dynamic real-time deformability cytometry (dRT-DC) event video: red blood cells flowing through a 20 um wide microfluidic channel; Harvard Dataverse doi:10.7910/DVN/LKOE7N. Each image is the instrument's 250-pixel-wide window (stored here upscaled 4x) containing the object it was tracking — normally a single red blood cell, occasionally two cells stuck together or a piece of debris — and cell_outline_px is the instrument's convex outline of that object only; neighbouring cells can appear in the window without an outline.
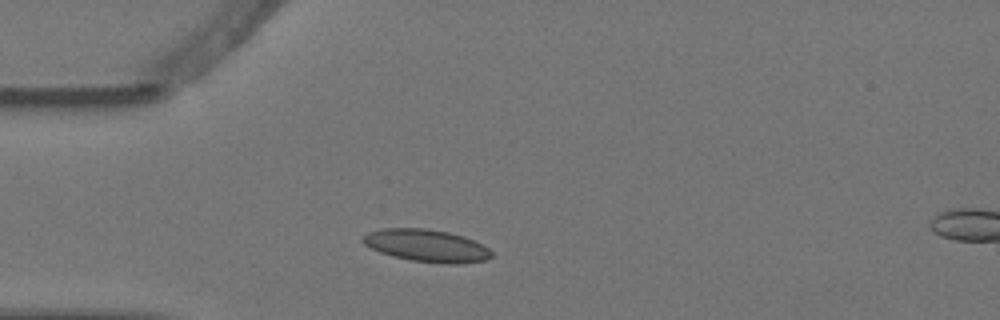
{"species": "Egyptian fruit bat (a non-hibernating species)", "species_latin": "Rousettus aegyptiacus", "temperature_condition": "warm", "stored_images_in_passage": 2, "camera_frame_rate_fps": 3000, "um_per_image_px": 0.085, "animal": {"sex": "female"}, "frame": {"image": 1, "passage_image": 1, "time_ms": 0.0, "image_size_px": [1000, 320], "cell_outline_px": [[492, 256], [484, 260], [460, 264], [448, 264], [412, 260], [392, 256], [380, 252], [364, 244], [360, 240], [360, 236], [368, 232], [384, 228], [424, 228], [448, 232], [464, 236], [488, 248], [492, 252]], "centroid_in_image_um": [36.22, 20.87], "position_along_channel_um": 48.8, "area_um2": 24.22}}